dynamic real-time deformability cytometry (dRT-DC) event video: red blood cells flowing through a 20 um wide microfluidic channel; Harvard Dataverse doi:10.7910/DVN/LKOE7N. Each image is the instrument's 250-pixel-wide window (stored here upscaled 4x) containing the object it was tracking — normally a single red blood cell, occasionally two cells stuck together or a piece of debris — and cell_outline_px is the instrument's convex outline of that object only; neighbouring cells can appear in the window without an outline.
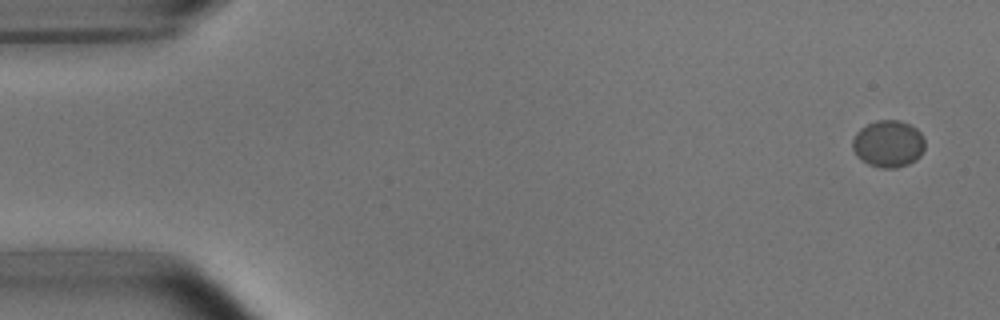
{"species": "common noctule bat (a hibernating species)", "species_latin": "Nyctalus noctula", "temperature_condition": "room temperature", "stored_images_in_passage": 4, "camera_frame_rate_fps": 3000, "um_per_image_px": 0.085, "animal": {"sex": "male", "body_mass_g": 15.6}, "frame": {"image": 1, "passage_image": 1, "time_ms": 0.0, "image_size_px": [1000, 320], "cell_outline_px": [[924, 148], [920, 156], [916, 160], [908, 164], [896, 168], [884, 168], [868, 164], [856, 156], [852, 148], [852, 140], [856, 132], [860, 128], [876, 120], [900, 120], [912, 124], [924, 136]], "centroid_in_image_um": [75.51, 12.21], "position_along_channel_um": 9.5, "area_um2": 20.06}}
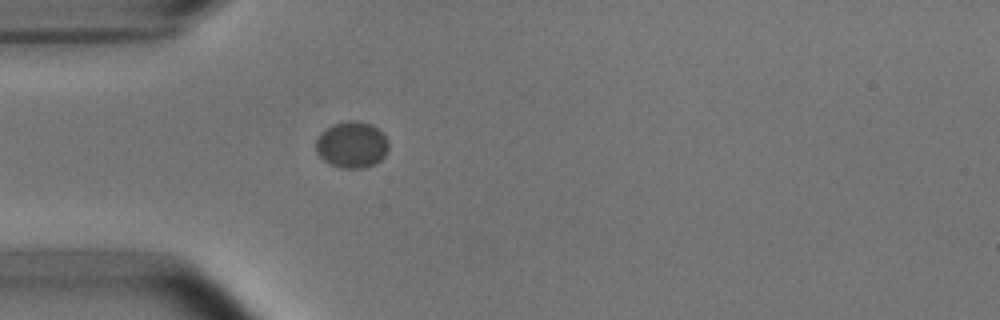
{"frame": {"image": 2, "passage_image": 4, "time_ms": 1.0, "image_size_px": [1000, 320], "cell_outline_px": [[388, 148], [384, 156], [376, 164], [364, 168], [340, 168], [324, 160], [316, 152], [316, 140], [320, 132], [332, 124], [348, 120], [352, 120], [372, 124], [388, 140]], "centroid_in_image_um": [29.89, 12.3], "position_along_channel_um": 55.1, "area_um2": 19.65}}